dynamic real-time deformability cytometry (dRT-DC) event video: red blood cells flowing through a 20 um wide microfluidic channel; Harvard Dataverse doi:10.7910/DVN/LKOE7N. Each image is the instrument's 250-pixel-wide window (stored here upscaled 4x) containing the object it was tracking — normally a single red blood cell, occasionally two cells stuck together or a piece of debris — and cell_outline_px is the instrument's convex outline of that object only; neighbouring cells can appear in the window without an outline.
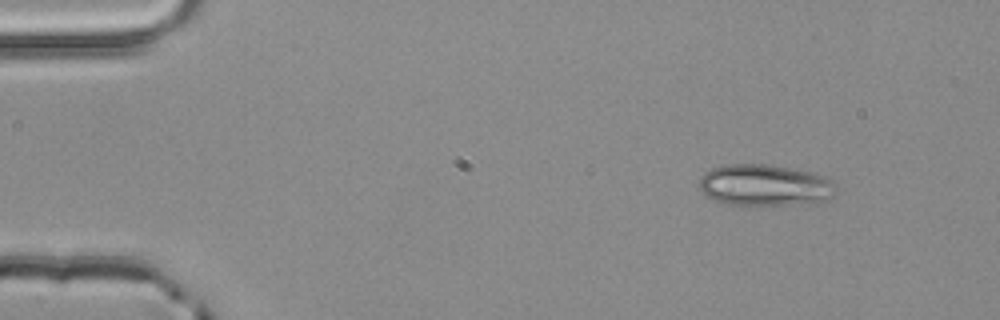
{"species": "common noctule bat (a hibernating species)", "species_latin": "Nyctalus noctula", "temperature_condition": "room temperature", "stored_images_in_passage": 3, "camera_frame_rate_fps": 3000, "um_per_image_px": 0.085, "animal": {"sex": "male", "body_mass_g": 20.4}, "frame": {"image": 1, "passage_image": 1, "time_ms": 0.0, "image_size_px": [1000, 320], "cell_outline_px": [[832, 196], [824, 200], [784, 204], [728, 204], [704, 196], [700, 188], [700, 176], [704, 172], [712, 168], [732, 164], [768, 164], [812, 172], [824, 176], [828, 180]], "centroid_in_image_um": [64.87, 15.71], "position_along_channel_um": 20.1, "area_um2": 32.02}}